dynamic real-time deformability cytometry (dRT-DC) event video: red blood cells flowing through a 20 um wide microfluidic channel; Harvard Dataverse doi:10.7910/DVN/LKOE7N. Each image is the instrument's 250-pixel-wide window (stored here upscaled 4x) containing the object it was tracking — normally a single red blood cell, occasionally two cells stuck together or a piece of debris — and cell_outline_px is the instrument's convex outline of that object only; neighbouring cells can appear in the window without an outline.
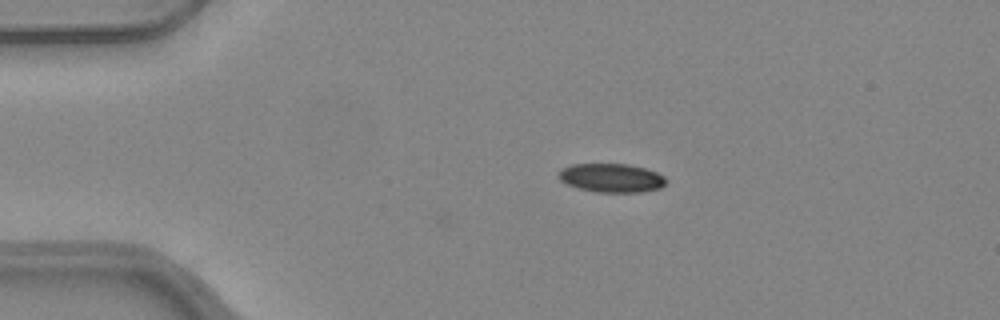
{"species": "common noctule bat (a hibernating species)", "species_latin": "Nyctalus noctula", "temperature_condition": "warm", "stored_images_in_passage": 42, "camera_frame_rate_fps": 3000, "um_per_image_px": 0.085, "animal": {"sex": "female", "body_mass_g": 24.6, "forearm_length_mm": 56.2}, "frame": {"image": 1, "passage_image": 1, "time_ms": 0.0, "image_size_px": [1000, 320], "cell_outline_px": [[668, 180], [660, 188], [640, 192], [596, 192], [580, 188], [568, 184], [560, 180], [556, 176], [556, 172], [560, 168], [572, 164], [628, 164], [644, 168], [656, 172], [664, 176]], "centroid_in_image_um": [51.93, 15.11], "position_along_channel_um": 33.1, "area_um2": 18.09}}
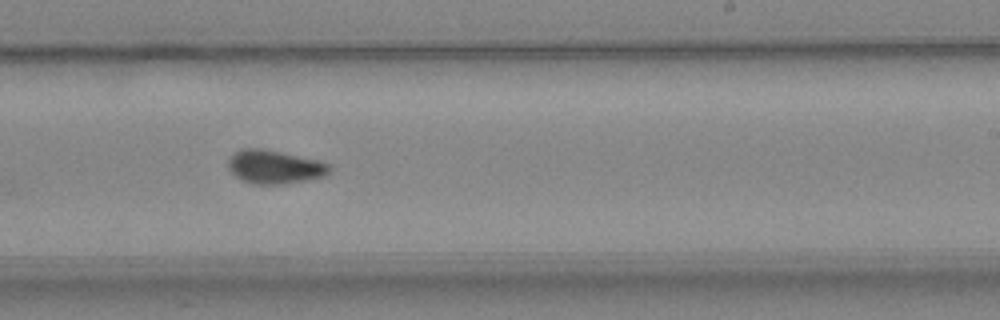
{"frame": {"image": 2, "passage_image": 22, "time_ms": 7.0, "image_size_px": [1000, 320], "cell_outline_px": [[332, 168], [328, 176], [308, 180], [284, 184], [252, 184], [236, 176], [228, 168], [228, 160], [236, 152], [244, 148], [260, 148], [280, 152], [316, 160], [328, 164]], "centroid_in_image_um": [23.37, 14.2], "position_along_channel_um": 265.6, "area_um2": 19.65}}
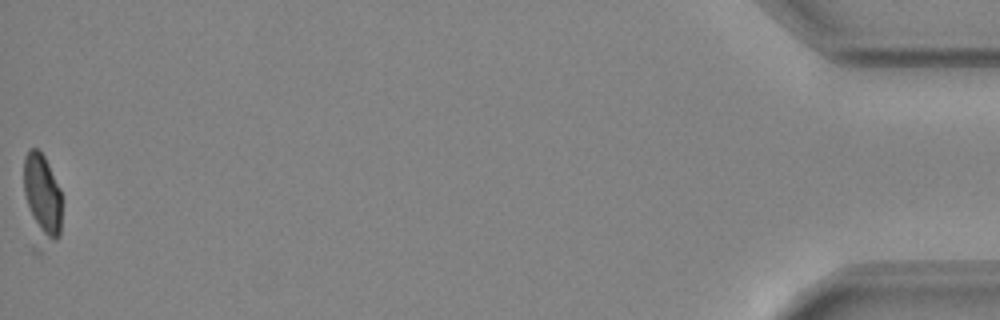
{"frame": {"image": 3, "passage_image": 42, "time_ms": 13.667, "image_size_px": [1000, 320], "cell_outline_px": [[60, 236], [56, 240], [40, 252], [32, 252], [24, 192], [24, 156], [28, 148], [36, 148], [44, 156], [60, 188]], "centroid_in_image_um": [3.5, 17.07], "position_along_channel_um": 431.7, "area_um2": 21.1}, "authors_computed_cell_mechanics": {"area_um2": 19.2763, "velocity_mm_per_s": 4.0196, "shape_relaxation_time_tau1_ms": null, "shape_relaxation_time_tau2_ms": 3.7558, "deformation_change_tau1": null, "deformation_change_tau2": 0.0768}}